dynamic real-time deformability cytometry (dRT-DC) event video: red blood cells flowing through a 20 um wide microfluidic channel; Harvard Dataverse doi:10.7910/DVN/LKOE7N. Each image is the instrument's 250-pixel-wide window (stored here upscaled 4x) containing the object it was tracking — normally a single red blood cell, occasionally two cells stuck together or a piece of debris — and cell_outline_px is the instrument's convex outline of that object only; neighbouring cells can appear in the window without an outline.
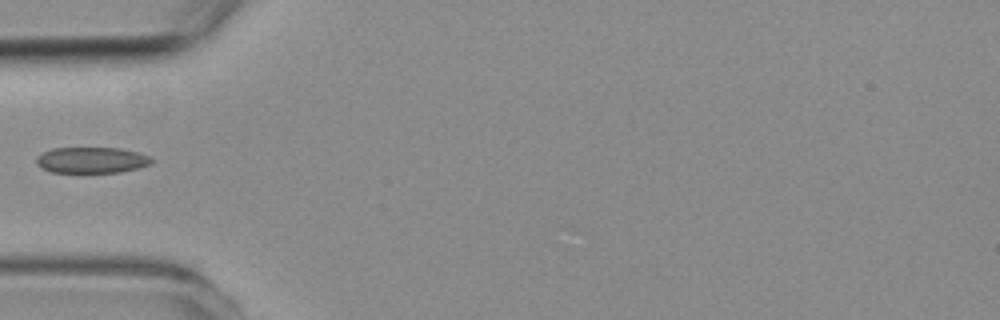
{"species": "common noctule bat (a hibernating species)", "species_latin": "Nyctalus noctula", "temperature_condition": "room temperature", "stored_images_in_passage": 4, "camera_frame_rate_fps": 3000, "um_per_image_px": 0.085, "animal": {"sex": "female", "body_mass_g": 19.3, "forearm_length_mm": 54.1}, "frame": {"image": 1, "passage_image": 4, "time_ms": 3.333, "image_size_px": [1000, 320], "cell_outline_px": [[152, 164], [140, 168], [120, 172], [52, 172], [40, 168], [36, 164], [36, 156], [52, 148], [120, 148], [136, 152], [148, 156], [152, 160]], "centroid_in_image_um": [7.77, 13.61], "position_along_channel_um": 77.2, "area_um2": 17.46}}